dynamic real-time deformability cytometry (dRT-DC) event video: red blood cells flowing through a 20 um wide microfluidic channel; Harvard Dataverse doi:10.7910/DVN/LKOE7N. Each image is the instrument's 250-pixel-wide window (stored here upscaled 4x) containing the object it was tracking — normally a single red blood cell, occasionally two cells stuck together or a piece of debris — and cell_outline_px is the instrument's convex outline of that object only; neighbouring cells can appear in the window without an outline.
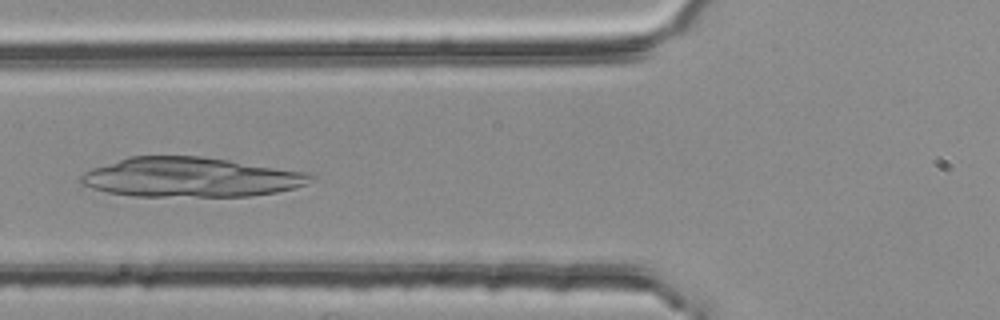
{"species": "common noctule bat (a hibernating species)", "species_latin": "Nyctalus noctula", "temperature_condition": "room temperature", "stored_images_in_passage": 42, "camera_frame_rate_fps": 3000, "um_per_image_px": 0.085, "animal": {"sex": "female", "body_mass_g": 25.1}, "frame": {"image": 1, "passage_image": 13, "time_ms": 4.0, "image_size_px": [1000, 320], "cell_outline_px": [[316, 176], [312, 180], [296, 188], [276, 192], [248, 196], [132, 196], [108, 192], [92, 188], [80, 184], [80, 176], [84, 172], [92, 168], [128, 156], [200, 156], [228, 160], [304, 172]], "centroid_in_image_um": [16.15, 15.07], "position_along_channel_um": 109.6, "area_um2": 52.77}}
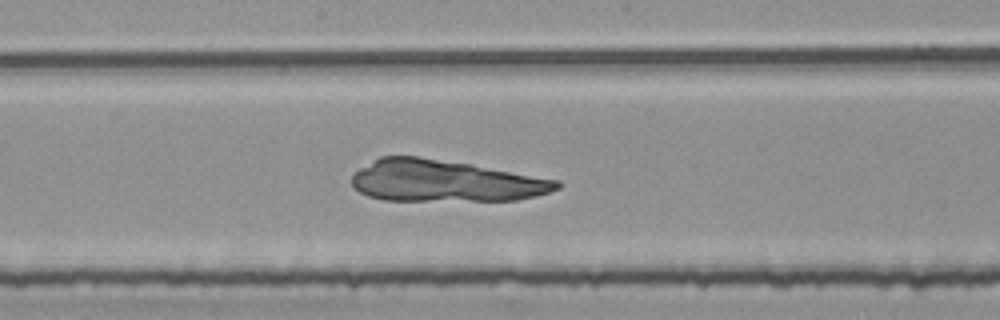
{"frame": {"image": 2, "passage_image": 21, "time_ms": 6.667, "image_size_px": [1000, 320], "cell_outline_px": [[560, 188], [536, 196], [516, 200], [384, 200], [368, 196], [360, 192], [352, 184], [352, 176], [360, 168], [380, 156], [416, 156], [468, 164], [560, 180]], "centroid_in_image_um": [37.81, 15.38], "position_along_channel_um": 210.4, "area_um2": 49.25}}
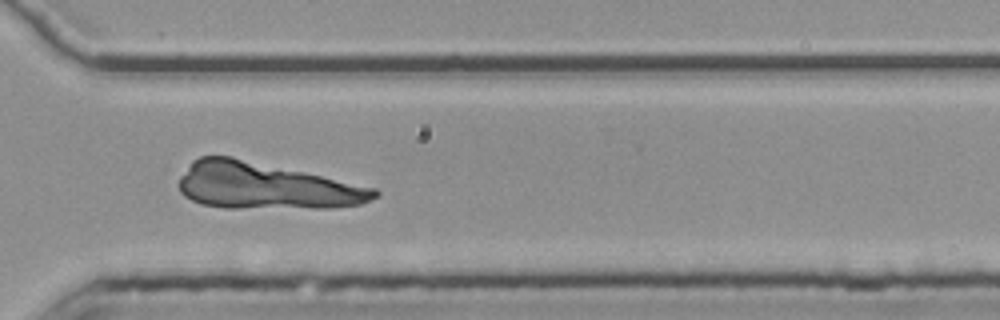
{"frame": {"image": 3, "passage_image": 32, "time_ms": 10.333, "image_size_px": [1000, 320], "cell_outline_px": [[380, 196], [360, 204], [332, 208], [224, 208], [200, 204], [184, 196], [180, 192], [180, 176], [192, 160], [200, 156], [232, 156], [376, 188], [380, 192]], "centroid_in_image_um": [22.56, 15.81], "position_along_channel_um": 348.0, "area_um2": 53.12}}